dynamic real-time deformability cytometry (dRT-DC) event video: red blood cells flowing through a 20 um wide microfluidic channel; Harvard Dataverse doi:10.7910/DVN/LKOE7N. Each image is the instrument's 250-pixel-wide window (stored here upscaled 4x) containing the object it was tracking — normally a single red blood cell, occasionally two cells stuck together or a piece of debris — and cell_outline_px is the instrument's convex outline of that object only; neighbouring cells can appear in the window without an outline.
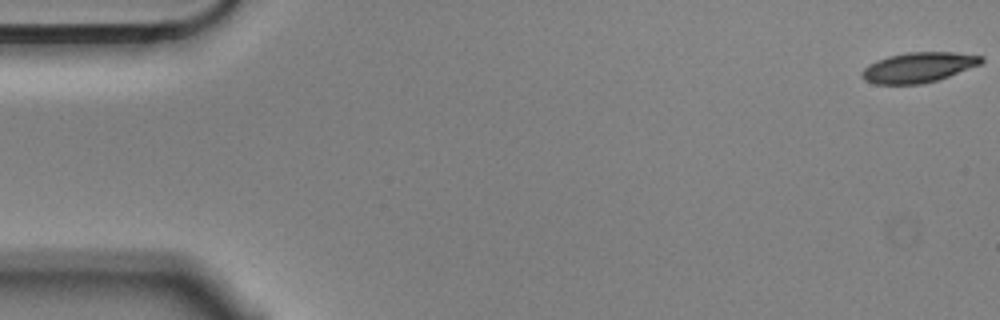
{"species": "Egyptian fruit bat (a non-hibernating species)", "species_latin": "Rousettus aegyptiacus", "temperature_condition": "cold", "stored_images_in_passage": 5, "camera_frame_rate_fps": 3000, "um_per_image_px": 0.085, "animal": {"sex": "male"}, "frame": {"image": 1, "passage_image": 1, "time_ms": 0.0, "image_size_px": [1000, 320], "cell_outline_px": [[984, 60], [980, 64], [948, 76], [936, 80], [920, 84], [876, 84], [864, 80], [860, 76], [860, 72], [868, 64], [876, 60], [888, 56], [908, 52], [956, 52], [984, 56]], "centroid_in_image_um": [78.03, 5.72], "position_along_channel_um": 7.0, "area_um2": 20.98}}
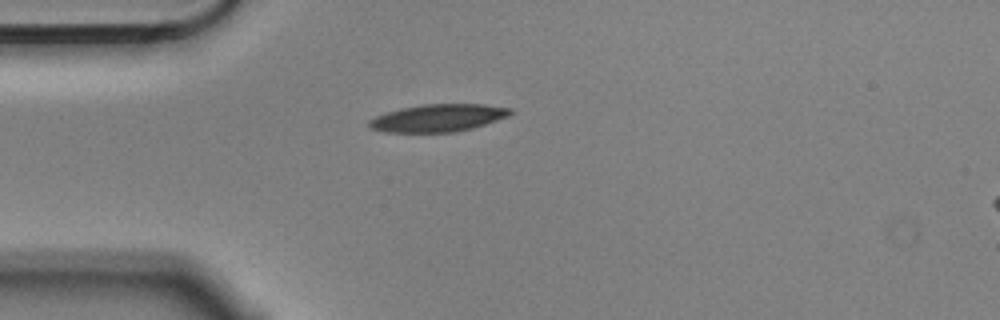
{"frame": {"image": 2, "passage_image": 5, "time_ms": 1.333, "image_size_px": [1000, 320], "cell_outline_px": [[512, 112], [508, 116], [472, 128], [452, 132], [384, 132], [372, 128], [368, 124], [368, 120], [376, 116], [400, 108], [420, 104], [484, 104], [512, 108]], "centroid_in_image_um": [37.23, 10.01], "position_along_channel_um": 47.8, "area_um2": 22.48}}